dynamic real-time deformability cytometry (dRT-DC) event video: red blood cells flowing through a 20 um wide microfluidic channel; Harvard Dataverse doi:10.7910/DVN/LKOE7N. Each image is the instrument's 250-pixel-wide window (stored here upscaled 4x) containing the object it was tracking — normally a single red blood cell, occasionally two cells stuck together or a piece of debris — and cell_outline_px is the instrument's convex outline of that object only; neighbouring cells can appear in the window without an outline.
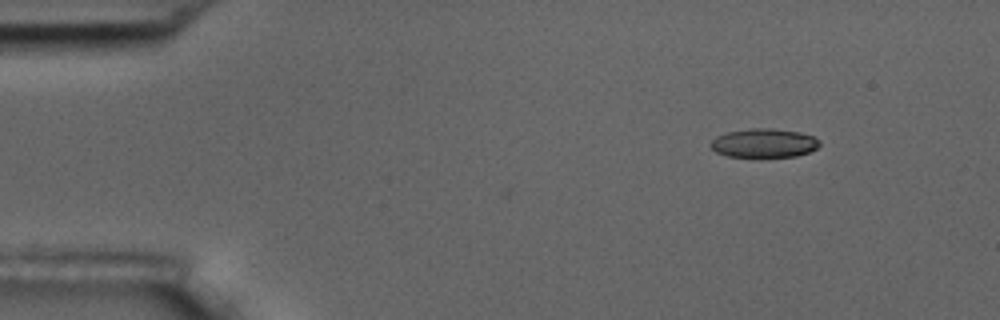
{"species": "common noctule bat (a hibernating species)", "species_latin": "Nyctalus noctula", "temperature_condition": "room temperature", "stored_images_in_passage": 3, "camera_frame_rate_fps": 3000, "um_per_image_px": 0.085, "animal": {"sex": "male", "body_mass_g": 17.5, "forearm_length_mm": 52.3}, "frame": {"image": 1, "passage_image": 3, "time_ms": 2.333, "image_size_px": [1000, 320], "cell_outline_px": [[820, 144], [816, 148], [808, 152], [796, 156], [760, 160], [728, 156], [716, 152], [708, 144], [716, 136], [728, 132], [752, 128], [772, 128], [800, 132], [812, 136], [820, 140]], "centroid_in_image_um": [64.92, 12.21], "position_along_channel_um": 20.1, "area_um2": 19.13}}